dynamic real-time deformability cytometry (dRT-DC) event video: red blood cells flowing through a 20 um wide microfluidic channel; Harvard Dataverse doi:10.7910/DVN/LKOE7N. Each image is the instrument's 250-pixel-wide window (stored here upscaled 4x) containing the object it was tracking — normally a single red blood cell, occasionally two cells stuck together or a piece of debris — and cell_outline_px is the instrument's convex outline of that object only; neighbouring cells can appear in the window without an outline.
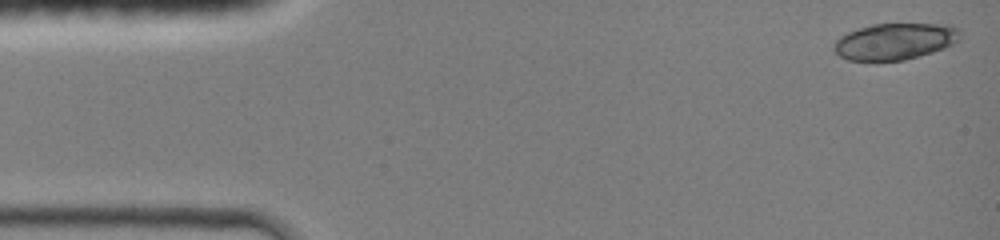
{"species": "common noctule bat (a hibernating species)", "species_latin": "Nyctalus noctula", "temperature_condition": "room temperature", "stored_images_in_passage": 41, "camera_frame_rate_fps": 3000, "um_per_image_px": 0.085, "animal": {"sex": "female", "body_mass_g": 19.0, "forearm_length_mm": 51.5}, "frame": {"image": 1, "passage_image": 1, "time_ms": 0.0, "image_size_px": [1000, 240], "cell_outline_px": [[960, 36], [952, 44], [944, 48], [932, 52], [904, 60], [848, 60], [840, 56], [832, 48], [832, 44], [840, 36], [848, 32], [872, 24], [952, 24], [960, 28]], "centroid_in_image_um": [76.07, 3.5], "position_along_channel_um": 8.9, "area_um2": 26.76}}